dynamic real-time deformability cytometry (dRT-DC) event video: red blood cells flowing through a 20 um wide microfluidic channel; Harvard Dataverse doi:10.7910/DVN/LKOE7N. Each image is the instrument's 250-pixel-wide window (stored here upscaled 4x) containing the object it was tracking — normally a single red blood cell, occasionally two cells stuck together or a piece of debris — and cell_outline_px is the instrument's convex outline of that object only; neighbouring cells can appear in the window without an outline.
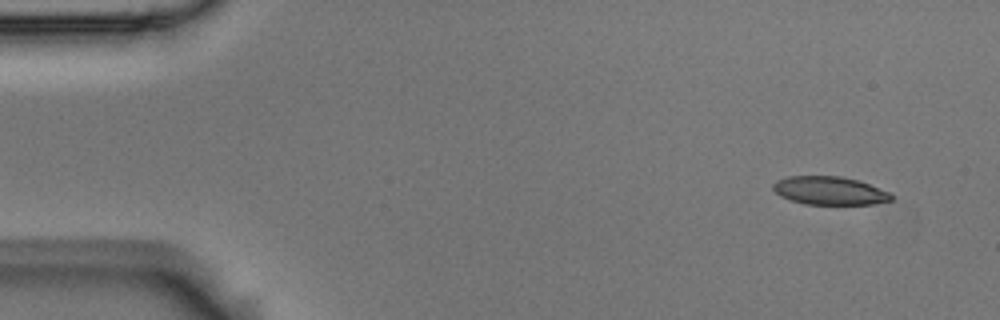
{"species": "Egyptian fruit bat (a non-hibernating species)", "species_latin": "Rousettus aegyptiacus", "temperature_condition": "room temperature", "stored_images_in_passage": 6, "camera_frame_rate_fps": 3000, "um_per_image_px": 0.085, "animal": {"sex": "male"}, "frame": {"image": 1, "passage_image": 1, "time_ms": 0.0, "image_size_px": [1000, 320], "cell_outline_px": [[892, 200], [872, 204], [804, 204], [780, 196], [772, 188], [772, 184], [776, 180], [788, 176], [840, 176], [856, 180], [868, 184], [888, 192], [892, 196]], "centroid_in_image_um": [70.46, 16.2], "position_along_channel_um": 14.5, "area_um2": 19.25}}
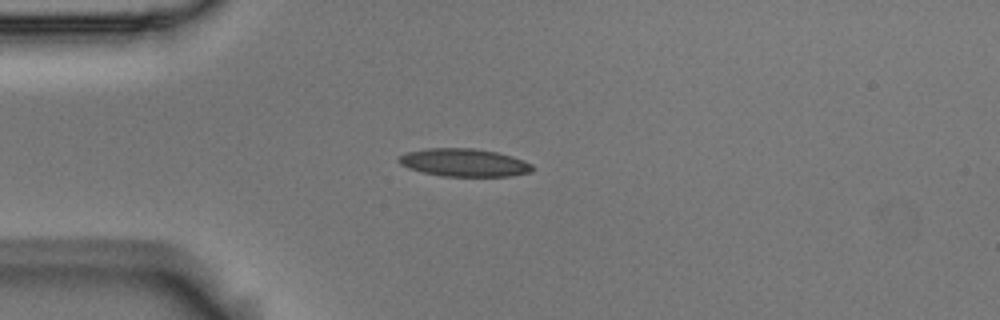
{"frame": {"image": 2, "passage_image": 4, "time_ms": 1.0, "image_size_px": [1000, 320], "cell_outline_px": [[536, 168], [532, 172], [512, 176], [440, 176], [408, 168], [400, 164], [396, 160], [404, 152], [424, 148], [476, 148], [496, 152], [512, 156], [524, 160], [532, 164]], "centroid_in_image_um": [39.46, 13.81], "position_along_channel_um": 45.5, "area_um2": 22.02}}
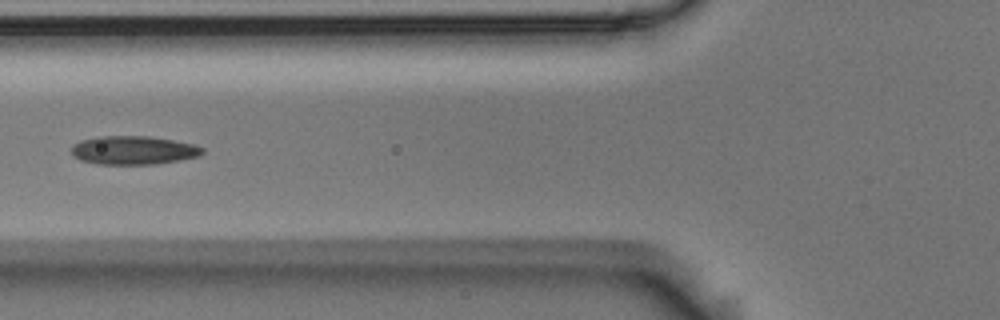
{"frame": {"image": 3, "passage_image": 6, "time_ms": 1.667, "image_size_px": [1000, 320], "cell_outline_px": [[204, 152], [200, 156], [180, 160], [152, 164], [96, 164], [80, 160], [72, 156], [72, 144], [80, 140], [96, 136], [148, 136], [196, 144], [204, 148]], "centroid_in_image_um": [11.33, 12.76], "position_along_channel_um": 114.5, "area_um2": 22.02}}